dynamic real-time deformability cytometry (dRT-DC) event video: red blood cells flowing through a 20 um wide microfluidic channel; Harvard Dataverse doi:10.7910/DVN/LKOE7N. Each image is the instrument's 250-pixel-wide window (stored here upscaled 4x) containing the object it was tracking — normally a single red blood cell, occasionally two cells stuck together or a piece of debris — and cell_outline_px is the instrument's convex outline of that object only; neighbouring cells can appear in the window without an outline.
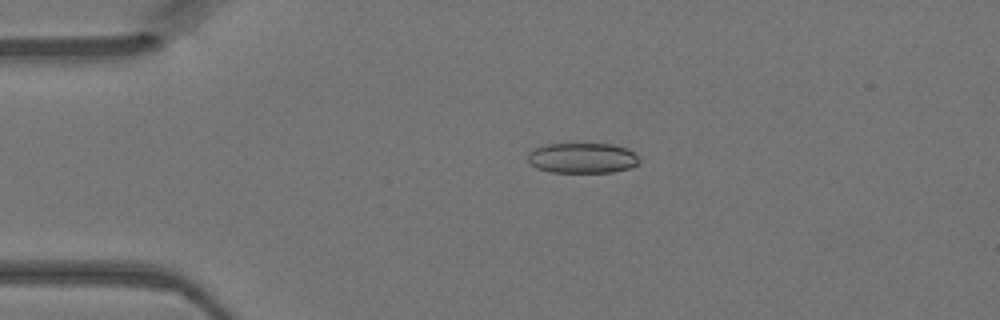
{"species": "Egyptian fruit bat (a non-hibernating species)", "species_latin": "Rousettus aegyptiacus", "temperature_condition": "warm", "stored_images_in_passage": 47, "camera_frame_rate_fps": 3000, "um_per_image_px": 0.085, "animal": {"sex": "female"}, "frame": {"image": 1, "passage_image": 10, "time_ms": 3.0, "image_size_px": [1000, 320], "cell_outline_px": [[640, 160], [632, 168], [612, 172], [552, 172], [536, 168], [528, 160], [528, 152], [536, 148], [548, 144], [612, 144], [628, 148]], "centroid_in_image_um": [49.51, 13.43], "position_along_channel_um": 35.5, "area_um2": 19.59}}
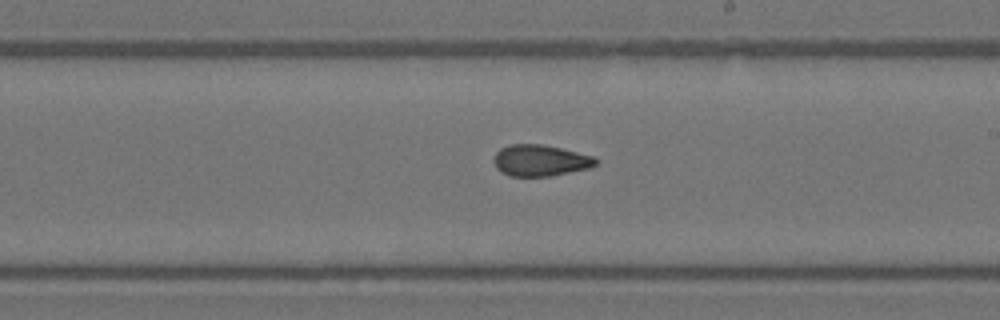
{"frame": {"image": 2, "passage_image": 27, "time_ms": 8.667, "image_size_px": [1000, 320], "cell_outline_px": [[600, 164], [592, 168], [552, 176], [508, 176], [500, 172], [496, 168], [492, 160], [496, 152], [500, 148], [512, 144], [540, 144], [560, 148], [592, 156], [600, 160]], "centroid_in_image_um": [45.94, 13.65], "position_along_channel_um": 243.1, "area_um2": 18.96}}
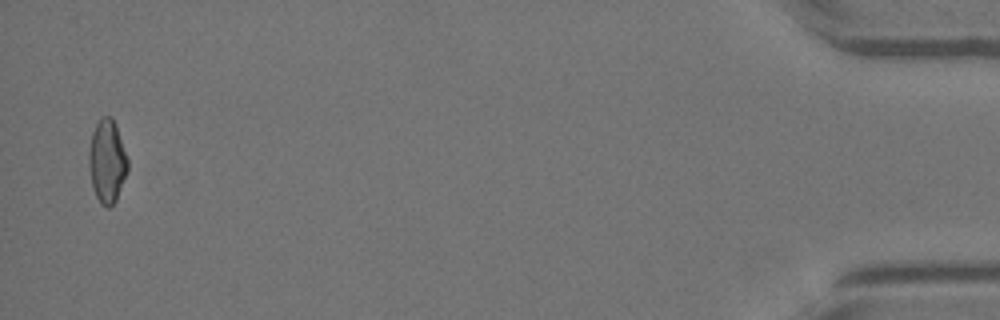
{"frame": {"image": 3, "passage_image": 46, "time_ms": 15.0, "image_size_px": [1000, 320], "cell_outline_px": [[128, 168], [116, 200], [108, 208], [100, 204], [92, 188], [88, 164], [88, 152], [92, 132], [96, 124], [104, 116], [112, 116], [116, 124], [128, 160]], "centroid_in_image_um": [9.08, 13.71], "position_along_channel_um": 426.1, "area_um2": 18.84}}